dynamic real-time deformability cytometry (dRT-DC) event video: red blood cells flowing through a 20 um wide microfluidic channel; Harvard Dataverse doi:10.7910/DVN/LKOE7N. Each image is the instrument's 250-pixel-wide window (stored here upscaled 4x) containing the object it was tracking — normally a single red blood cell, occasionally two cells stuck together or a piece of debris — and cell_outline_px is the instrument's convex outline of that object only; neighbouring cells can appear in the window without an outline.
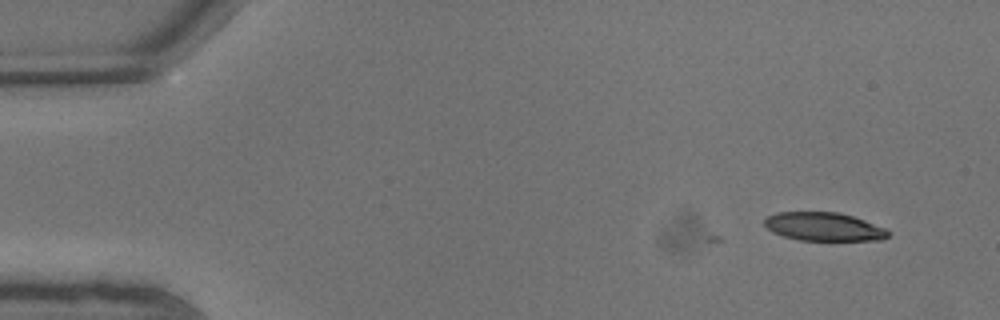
{"species": "common noctule bat (a hibernating species)", "species_latin": "Nyctalus noctula", "temperature_condition": "warm", "stored_images_in_passage": 4, "camera_frame_rate_fps": 3000, "um_per_image_px": 0.085, "animal": {"sex": "male", "body_mass_g": 13.3}, "frame": {"image": 1, "passage_image": 4, "time_ms": 1.0, "image_size_px": [1000, 320], "cell_outline_px": [[888, 236], [880, 240], [800, 240], [784, 236], [772, 232], [764, 224], [764, 220], [768, 216], [776, 212], [836, 212], [852, 216], [864, 220], [884, 228], [888, 232]], "centroid_in_image_um": [69.98, 19.26], "position_along_channel_um": 15.0, "area_um2": 20.23}}